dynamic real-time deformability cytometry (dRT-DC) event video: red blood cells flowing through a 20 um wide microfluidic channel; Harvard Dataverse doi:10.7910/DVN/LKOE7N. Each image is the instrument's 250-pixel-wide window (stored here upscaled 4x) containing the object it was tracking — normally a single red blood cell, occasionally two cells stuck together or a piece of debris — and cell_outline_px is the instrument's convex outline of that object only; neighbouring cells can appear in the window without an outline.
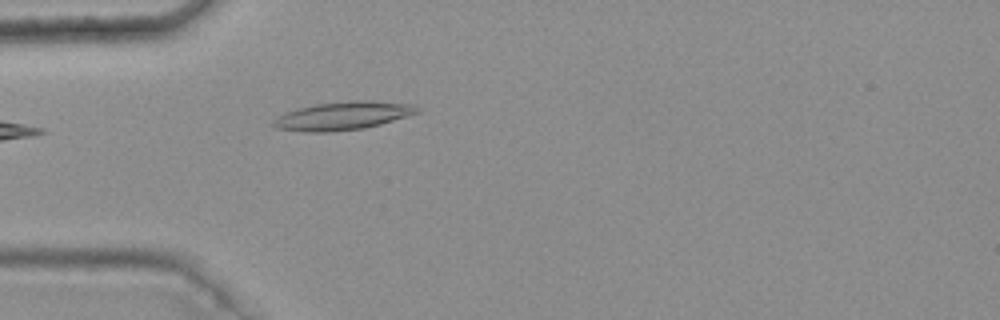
{"species": "common noctule bat (a hibernating species)", "species_latin": "Nyctalus noctula", "temperature_condition": "warm", "stored_images_in_passage": 3, "camera_frame_rate_fps": 3000, "um_per_image_px": 0.085, "animal": {"sex": "female", "body_mass_g": 25.1}, "frame": {"image": 1, "passage_image": 3, "time_ms": 0.667, "image_size_px": [1000, 320], "cell_outline_px": [[420, 112], [380, 124], [364, 128], [332, 132], [304, 132], [276, 128], [268, 124], [276, 116], [300, 108], [316, 104], [352, 100], [372, 100], [416, 104], [420, 108]], "centroid_in_image_um": [29.15, 9.84], "position_along_channel_um": 55.9, "area_um2": 23.93}}